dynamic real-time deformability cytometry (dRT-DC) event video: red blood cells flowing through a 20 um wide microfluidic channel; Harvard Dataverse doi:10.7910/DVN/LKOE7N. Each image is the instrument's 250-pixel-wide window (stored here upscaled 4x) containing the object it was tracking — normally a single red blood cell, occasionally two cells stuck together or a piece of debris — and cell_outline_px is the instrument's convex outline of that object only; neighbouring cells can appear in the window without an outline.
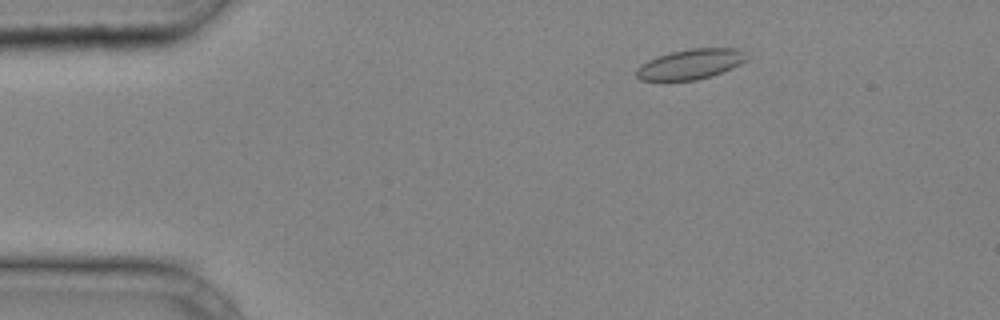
{"species": "common noctule bat (a hibernating species)", "species_latin": "Nyctalus noctula", "temperature_condition": "cold", "stored_images_in_passage": 37, "camera_frame_rate_fps": 3000, "um_per_image_px": 0.085, "animal": {"sex": "male", "body_mass_g": 20.4}, "frame": {"image": 1, "passage_image": 6, "time_ms": 1.667, "image_size_px": [1000, 320], "cell_outline_px": [[744, 60], [740, 64], [732, 68], [712, 76], [696, 80], [640, 80], [636, 76], [636, 68], [648, 60], [656, 56], [672, 52], [692, 48], [740, 48], [744, 52]], "centroid_in_image_um": [58.67, 5.45], "position_along_channel_um": 26.3, "area_um2": 19.19}}
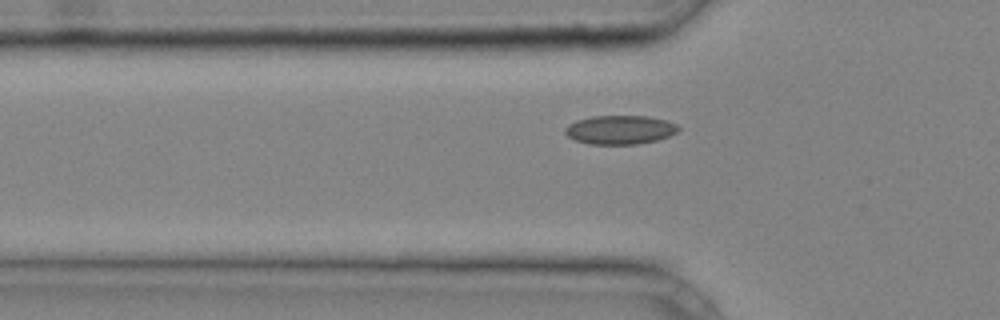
{"frame": {"image": 2, "passage_image": 13, "time_ms": 4.0, "image_size_px": [1000, 320], "cell_outline_px": [[680, 128], [676, 132], [668, 136], [656, 140], [636, 144], [588, 144], [576, 140], [568, 136], [564, 132], [564, 128], [568, 124], [576, 120], [592, 116], [648, 116], [668, 120], [676, 124]], "centroid_in_image_um": [52.68, 11.02], "position_along_channel_um": 73.1, "area_um2": 19.07}}
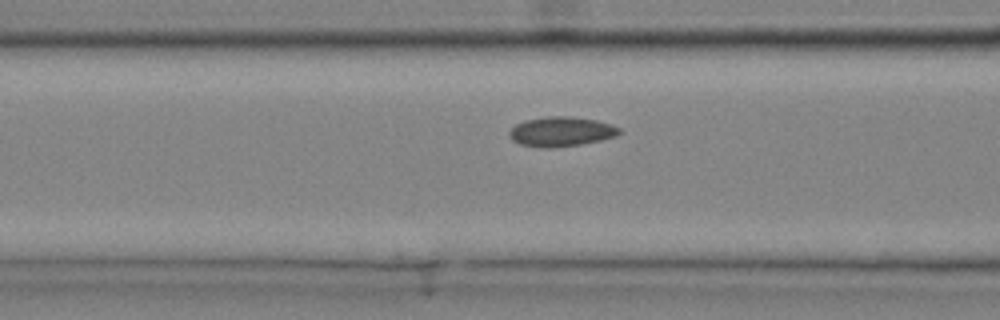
{"frame": {"image": 3, "passage_image": 16, "time_ms": 5.0, "image_size_px": [1000, 320], "cell_outline_px": [[620, 132], [616, 136], [600, 140], [580, 144], [552, 148], [544, 148], [520, 144], [512, 140], [508, 136], [508, 132], [516, 124], [524, 120], [548, 116], [568, 116], [596, 120], [612, 124], [620, 128]], "centroid_in_image_um": [47.67, 11.18], "position_along_channel_um": 118.9, "area_um2": 19.02}}